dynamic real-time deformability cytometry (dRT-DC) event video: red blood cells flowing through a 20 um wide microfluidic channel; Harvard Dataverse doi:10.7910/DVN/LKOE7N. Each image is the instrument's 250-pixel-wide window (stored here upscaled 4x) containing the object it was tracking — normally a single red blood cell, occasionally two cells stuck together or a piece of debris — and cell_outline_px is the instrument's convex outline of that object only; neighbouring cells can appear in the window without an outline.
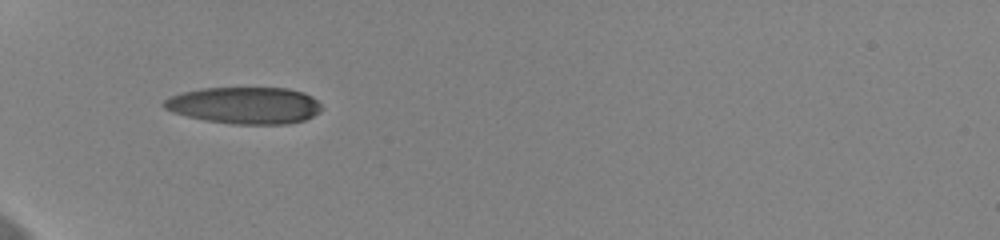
{"species": "human", "species_latin": "Homo sapiens", "temperature_condition": "cold", "stored_images_in_passage": 37, "camera_frame_rate_fps": 3000, "um_per_image_px": 0.085, "donor": {"sex": "female"}, "frame": {"image": 1, "passage_image": 1, "time_ms": 0.0, "image_size_px": [1000, 240], "cell_outline_px": [[324, 108], [320, 112], [304, 120], [288, 124], [232, 124], [204, 120], [172, 112], [164, 108], [160, 104], [168, 96], [180, 92], [200, 88], [288, 88], [304, 92], [312, 96]], "centroid_in_image_um": [20.78, 8.95], "position_along_channel_um": 64.2, "area_um2": 34.22}}
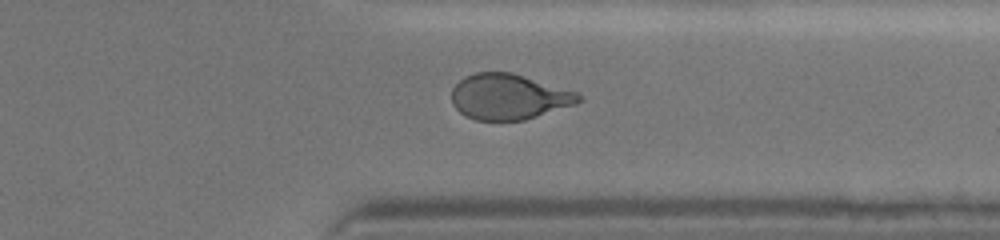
{"frame": {"image": 2, "passage_image": 27, "time_ms": 8.667, "image_size_px": [1000, 240], "cell_outline_px": [[584, 100], [576, 104], [524, 120], [476, 120], [464, 116], [452, 104], [452, 88], [464, 76], [476, 72], [512, 72], [576, 92], [584, 96]], "centroid_in_image_um": [43.24, 8.22], "position_along_channel_um": 368.2, "area_um2": 33.76}}
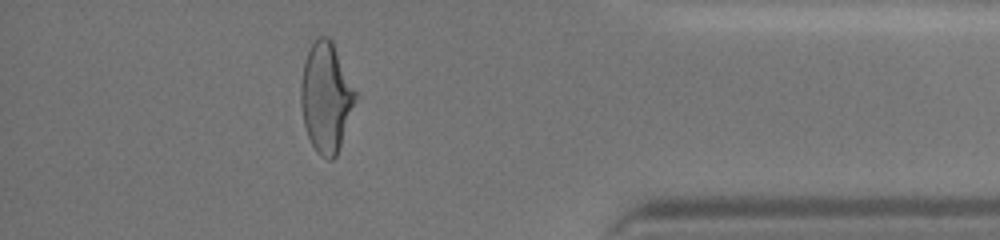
{"frame": {"image": 3, "passage_image": 32, "time_ms": 10.333, "image_size_px": [1000, 240], "cell_outline_px": [[356, 96], [336, 156], [332, 160], [328, 160], [320, 156], [316, 152], [308, 136], [304, 124], [300, 104], [300, 84], [304, 60], [316, 36], [328, 36], [332, 40], [356, 92]], "centroid_in_image_um": [27.67, 8.25], "position_along_channel_um": 407.5, "area_um2": 34.45}, "authors_computed_cell_mechanics": {"area_um2": 34.4488, "velocity_mm_per_s": 3.6551, "shape_relaxation_time_tau1_ms": 4.3427, "shape_relaxation_time_tau2_ms": 1.6098, "deformation_change_tau1": 0.1797, "deformation_change_tau2": 0.0758}}